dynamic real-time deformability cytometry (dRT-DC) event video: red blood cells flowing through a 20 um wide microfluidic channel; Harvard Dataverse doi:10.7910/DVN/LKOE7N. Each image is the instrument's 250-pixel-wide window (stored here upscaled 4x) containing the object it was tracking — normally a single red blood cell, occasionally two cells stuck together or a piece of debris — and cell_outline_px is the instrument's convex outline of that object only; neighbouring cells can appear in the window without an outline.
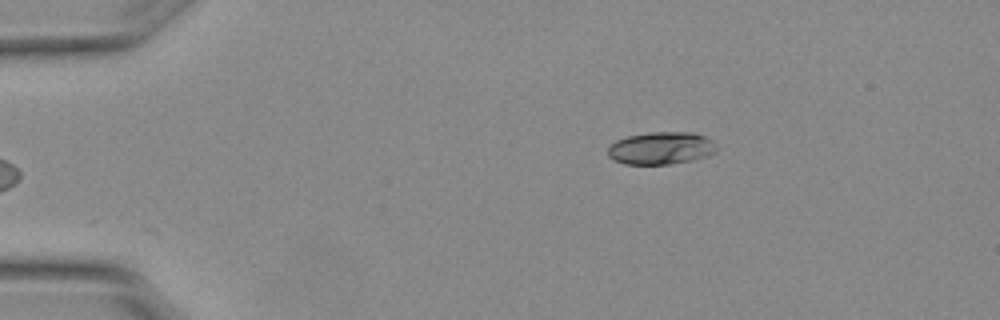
{"species": "Egyptian fruit bat (a non-hibernating species)", "species_latin": "Rousettus aegyptiacus", "temperature_condition": "warm", "stored_images_in_passage": 5, "camera_frame_rate_fps": 3000, "um_per_image_px": 0.085, "animal": {"sex": "female"}, "frame": {"image": 1, "passage_image": 5, "time_ms": 1.333, "image_size_px": [1000, 320], "cell_outline_px": [[716, 152], [708, 156], [692, 160], [668, 164], [624, 164], [608, 156], [608, 148], [616, 140], [628, 136], [648, 132], [692, 132], [704, 136], [712, 140], [716, 148]], "centroid_in_image_um": [56.2, 12.59], "position_along_channel_um": 28.8, "area_um2": 20.52}}